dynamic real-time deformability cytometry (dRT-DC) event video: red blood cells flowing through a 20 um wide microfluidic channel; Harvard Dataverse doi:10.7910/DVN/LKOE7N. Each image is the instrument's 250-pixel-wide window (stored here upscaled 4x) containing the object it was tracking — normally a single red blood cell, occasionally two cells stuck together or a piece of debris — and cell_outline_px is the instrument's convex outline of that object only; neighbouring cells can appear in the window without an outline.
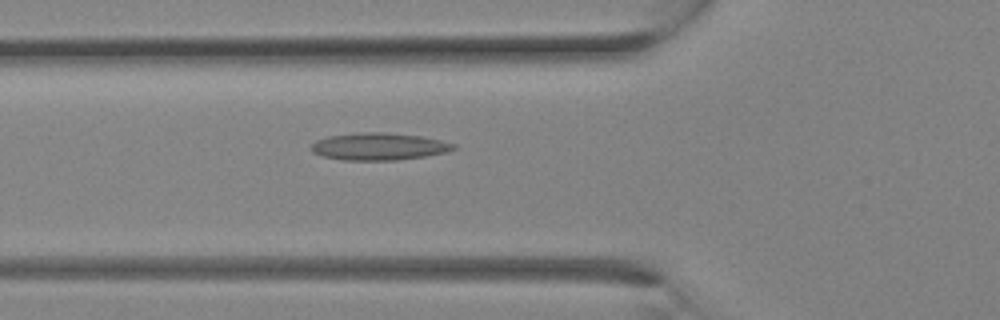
{"species": "Egyptian fruit bat (a non-hibernating species)", "species_latin": "Rousettus aegyptiacus", "temperature_condition": "room temperature", "stored_images_in_passage": 9, "camera_frame_rate_fps": 3000, "um_per_image_px": 0.085, "animal": {"sex": "female"}, "frame": {"image": 1, "passage_image": 7, "time_ms": 2.0, "image_size_px": [1000, 320], "cell_outline_px": [[456, 148], [444, 152], [424, 156], [396, 160], [340, 160], [324, 156], [312, 152], [308, 148], [316, 140], [328, 136], [360, 132], [380, 132], [420, 136], [440, 140], [456, 144]], "centroid_in_image_um": [32.15, 12.45], "position_along_channel_um": 93.7, "area_um2": 22.48}}
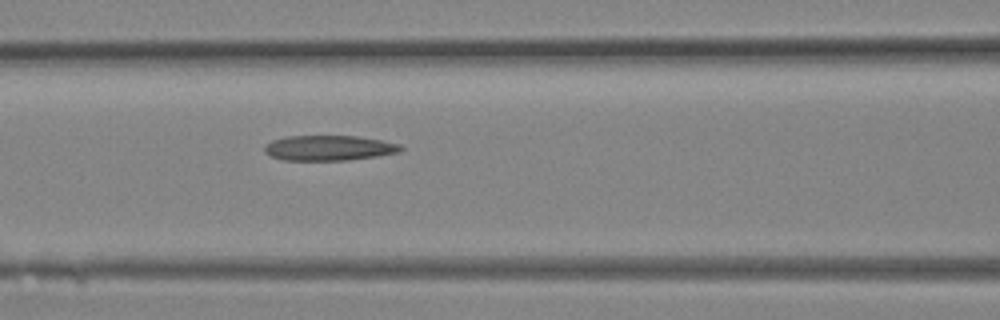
{"frame": {"image": 2, "passage_image": 9, "time_ms": 2.667, "image_size_px": [1000, 320], "cell_outline_px": [[404, 148], [400, 152], [376, 156], [348, 160], [284, 160], [268, 156], [264, 152], [264, 144], [272, 140], [284, 136], [356, 136], [380, 140], [400, 144]], "centroid_in_image_um": [27.91, 12.57], "position_along_channel_um": 138.7, "area_um2": 20.11}}